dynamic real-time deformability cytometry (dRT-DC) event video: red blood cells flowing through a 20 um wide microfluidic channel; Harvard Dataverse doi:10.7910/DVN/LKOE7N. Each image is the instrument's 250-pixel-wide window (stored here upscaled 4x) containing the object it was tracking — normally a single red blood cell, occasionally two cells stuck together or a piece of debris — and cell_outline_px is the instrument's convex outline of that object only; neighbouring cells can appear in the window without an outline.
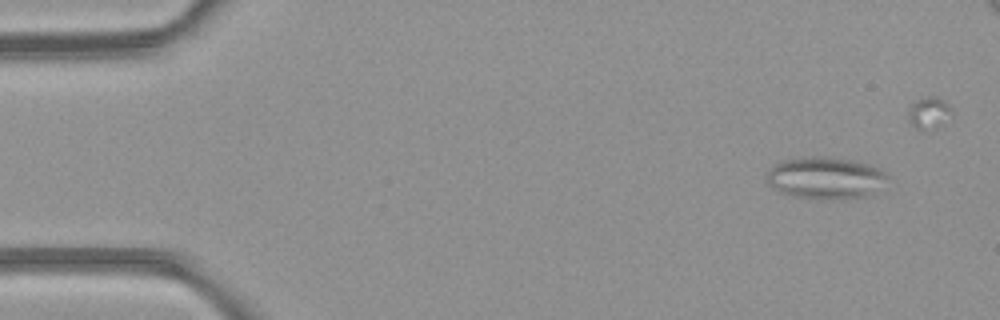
{"species": "common noctule bat (a hibernating species)", "species_latin": "Nyctalus noctula", "temperature_condition": "room temperature", "stored_images_in_passage": 6, "camera_frame_rate_fps": 3000, "um_per_image_px": 0.085, "animal": {"sex": "female", "body_mass_g": 21.9}, "frame": {"image": 1, "passage_image": 1, "time_ms": 0.0, "image_size_px": [1000, 320], "cell_outline_px": [[888, 176], [864, 196], [820, 200], [792, 196], [780, 192], [768, 184], [764, 180], [764, 172], [776, 164], [784, 160], [852, 160], [868, 164], [880, 168], [888, 172]], "centroid_in_image_um": [70.06, 15.17], "position_along_channel_um": 14.9, "area_um2": 28.15}}